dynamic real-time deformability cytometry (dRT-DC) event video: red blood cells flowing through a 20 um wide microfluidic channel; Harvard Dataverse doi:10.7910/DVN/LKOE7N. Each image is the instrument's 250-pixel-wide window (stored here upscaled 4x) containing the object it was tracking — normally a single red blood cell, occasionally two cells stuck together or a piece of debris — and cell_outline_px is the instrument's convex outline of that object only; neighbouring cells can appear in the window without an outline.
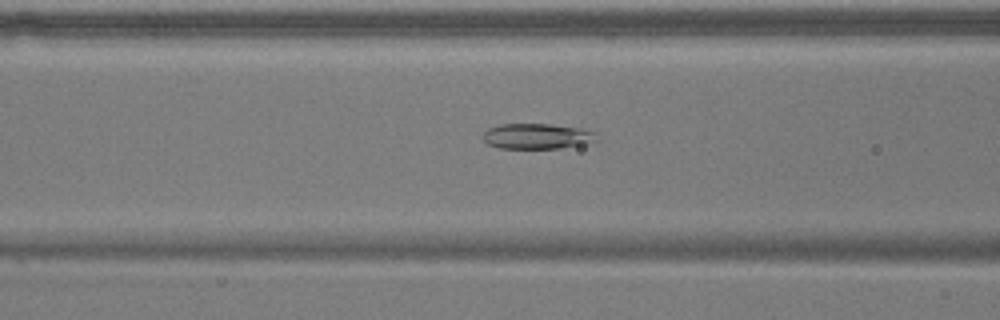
{"species": "common noctule bat (a hibernating species)", "species_latin": "Nyctalus noctula", "temperature_condition": "warm", "stored_images_in_passage": 54, "camera_frame_rate_fps": 3000, "um_per_image_px": 0.085, "animal": {"sex": "male", "body_mass_g": 17.9}, "frame": {"image": 1, "passage_image": 21, "time_ms": 6.667, "image_size_px": [1000, 320], "cell_outline_px": [[596, 140], [580, 144], [560, 148], [500, 148], [488, 144], [484, 140], [484, 132], [488, 128], [500, 124], [548, 124], [580, 128], [596, 132]], "centroid_in_image_um": [45.62, 11.57], "position_along_channel_um": 121.0, "area_um2": 16.59}}
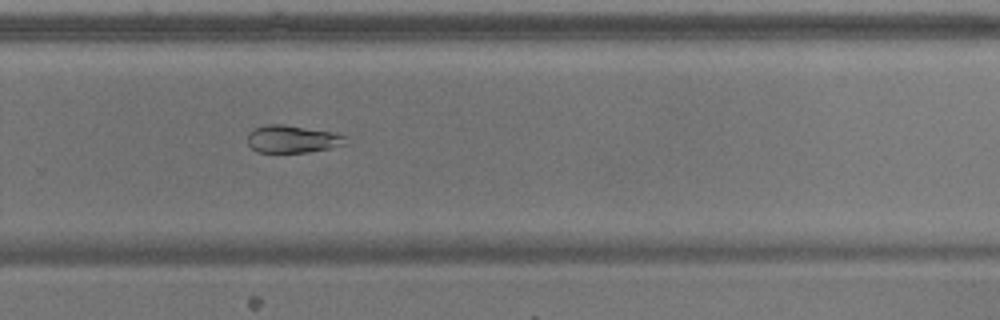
{"frame": {"image": 2, "passage_image": 36, "time_ms": 11.667, "image_size_px": [1000, 320], "cell_outline_px": [[352, 144], [308, 152], [256, 152], [248, 144], [248, 132], [256, 128], [268, 124], [280, 124], [332, 132], [348, 136]], "centroid_in_image_um": [24.94, 11.83], "position_along_channel_um": 304.9, "area_um2": 15.9}}
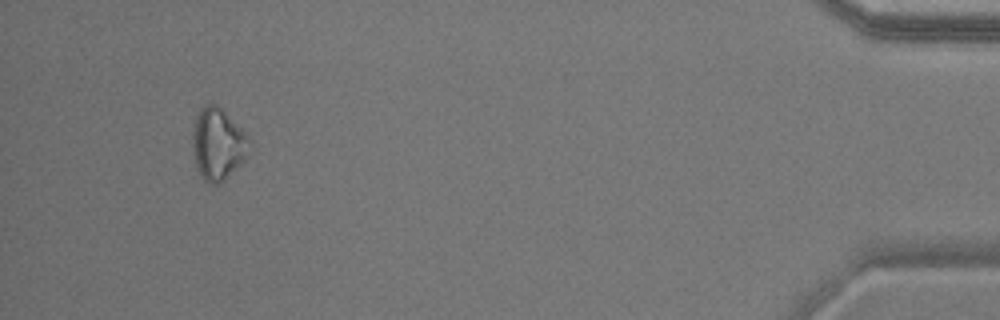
{"frame": {"image": 3, "passage_image": 51, "time_ms": 16.667, "image_size_px": [1000, 320], "cell_outline_px": [[252, 144], [248, 156], [224, 180], [216, 184], [212, 184], [204, 180], [200, 176], [196, 168], [192, 144], [192, 132], [196, 116], [200, 108], [204, 104], [212, 100], [252, 140]], "centroid_in_image_um": [18.51, 12.23], "position_along_channel_um": 416.7, "area_um2": 23.99}, "authors_computed_cell_mechanics": {"area_um2": 20.3456, "velocity_mm_per_s": 3.6821, "shape_relaxation_time_tau1_ms": 4.6262, "shape_relaxation_time_tau2_ms": 7.3201, "deformation_change_tau1": 0.1121, "deformation_change_tau2": 0.1275}}